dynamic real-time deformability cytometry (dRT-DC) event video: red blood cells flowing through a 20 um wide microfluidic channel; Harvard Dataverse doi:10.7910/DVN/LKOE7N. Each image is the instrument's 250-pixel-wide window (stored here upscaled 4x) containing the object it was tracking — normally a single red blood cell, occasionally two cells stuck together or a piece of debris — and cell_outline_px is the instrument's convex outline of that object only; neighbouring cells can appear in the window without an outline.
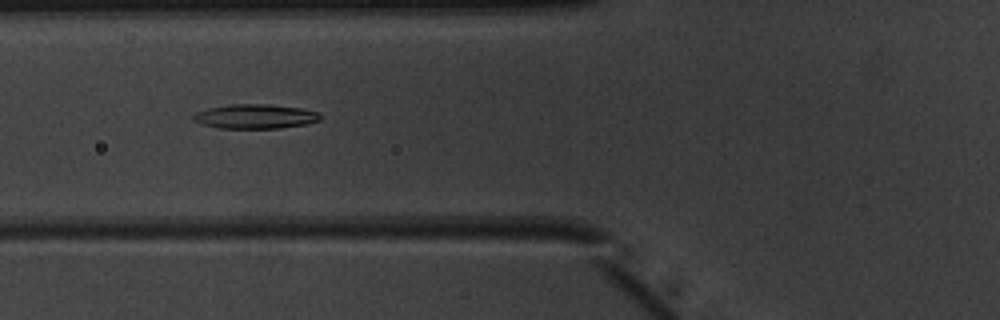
{"species": "common noctule bat (a hibernating species)", "species_latin": "Nyctalus noctula", "temperature_condition": "warm", "stored_images_in_passage": 11, "camera_frame_rate_fps": 3000, "um_per_image_px": 0.085, "animal": {"sex": "male", "body_mass_g": 20.1, "forearm_length_mm": 53.5}, "frame": {"image": 1, "passage_image": 8, "time_ms": 2.333, "image_size_px": [1000, 320], "cell_outline_px": [[320, 120], [304, 124], [280, 128], [220, 128], [204, 124], [196, 120], [192, 116], [196, 112], [208, 108], [228, 104], [268, 104], [300, 108], [320, 112]], "centroid_in_image_um": [21.71, 9.88], "position_along_channel_um": 104.1, "area_um2": 17.86}}